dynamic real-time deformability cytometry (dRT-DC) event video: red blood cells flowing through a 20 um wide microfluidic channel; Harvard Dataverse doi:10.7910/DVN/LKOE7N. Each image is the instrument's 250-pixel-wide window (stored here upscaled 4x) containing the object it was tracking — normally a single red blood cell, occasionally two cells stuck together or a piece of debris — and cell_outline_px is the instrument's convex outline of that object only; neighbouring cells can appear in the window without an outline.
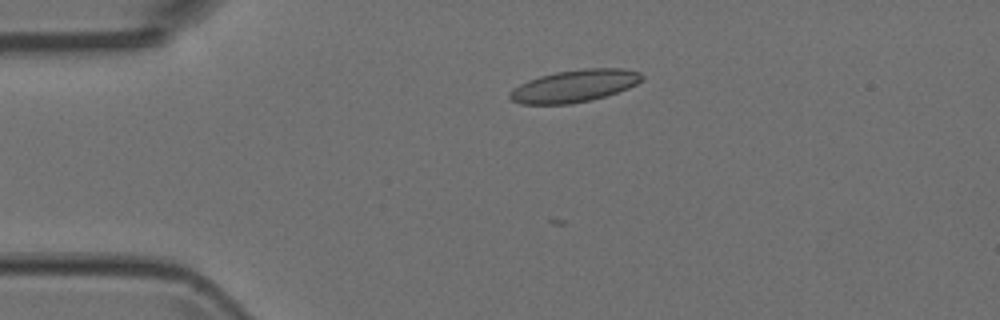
{"species": "Egyptian fruit bat (a non-hibernating species)", "species_latin": "Rousettus aegyptiacus", "temperature_condition": "room temperature", "stored_images_in_passage": 5, "camera_frame_rate_fps": 3000, "um_per_image_px": 0.085, "animal": {"sex": "female"}, "frame": {"image": 1, "passage_image": 4, "time_ms": 1.0, "image_size_px": [1000, 320], "cell_outline_px": [[644, 80], [628, 88], [604, 96], [588, 100], [568, 104], [520, 104], [512, 100], [508, 96], [508, 92], [512, 88], [528, 80], [540, 76], [556, 72], [584, 68], [624, 68], [640, 72], [644, 76]], "centroid_in_image_um": [48.82, 7.29], "position_along_channel_um": 36.2, "area_um2": 24.85}}